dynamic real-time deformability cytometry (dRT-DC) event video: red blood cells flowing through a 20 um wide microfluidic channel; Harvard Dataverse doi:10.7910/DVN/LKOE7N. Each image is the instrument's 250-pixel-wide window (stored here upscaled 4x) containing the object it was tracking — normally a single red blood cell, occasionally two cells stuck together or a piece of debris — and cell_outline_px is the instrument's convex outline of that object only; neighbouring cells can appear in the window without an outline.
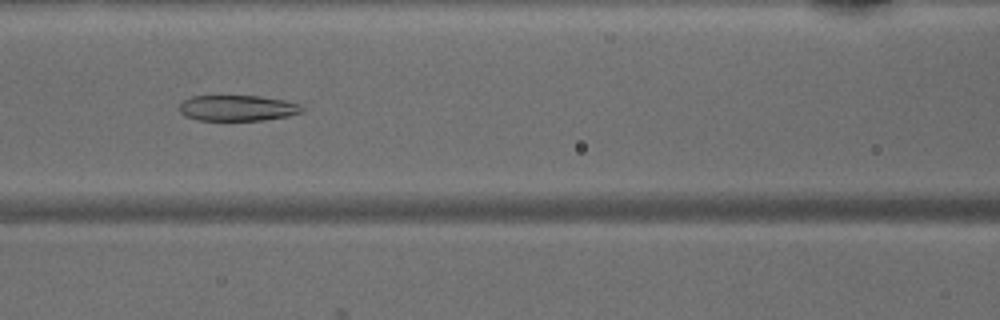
{"species": "common noctule bat (a hibernating species)", "species_latin": "Nyctalus noctula", "temperature_condition": "warm", "stored_images_in_passage": 39, "camera_frame_rate_fps": 3000, "um_per_image_px": 0.085, "animal": {"sex": "male", "body_mass_g": 15.6}, "frame": {"image": 1, "passage_image": 12, "time_ms": 3.667, "image_size_px": [1000, 320], "cell_outline_px": [[304, 112], [288, 116], [264, 120], [196, 120], [184, 116], [180, 112], [180, 104], [184, 100], [192, 96], [260, 96], [284, 100], [300, 104], [304, 108]], "centroid_in_image_um": [20.21, 9.19], "position_along_channel_um": 146.4, "area_um2": 18.5}}
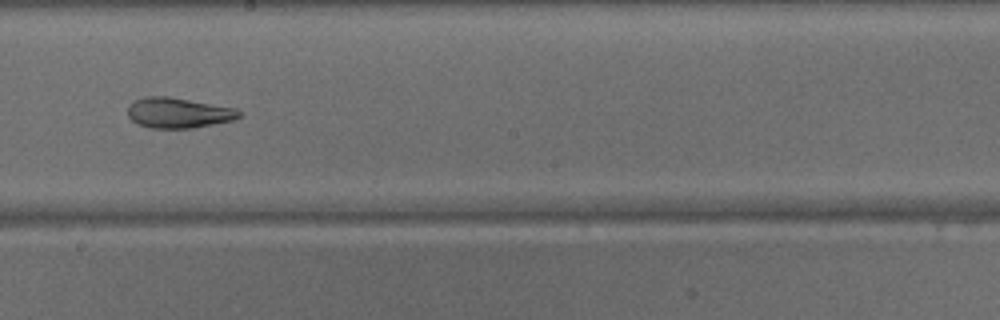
{"frame": {"image": 2, "passage_image": 18, "time_ms": 5.667, "image_size_px": [1000, 320], "cell_outline_px": [[244, 116], [232, 120], [192, 128], [152, 128], [140, 124], [132, 120], [128, 116], [128, 104], [132, 100], [144, 96], [168, 96], [236, 108], [244, 112]], "centroid_in_image_um": [15.18, 9.57], "position_along_channel_um": 233.0, "area_um2": 19.88}}
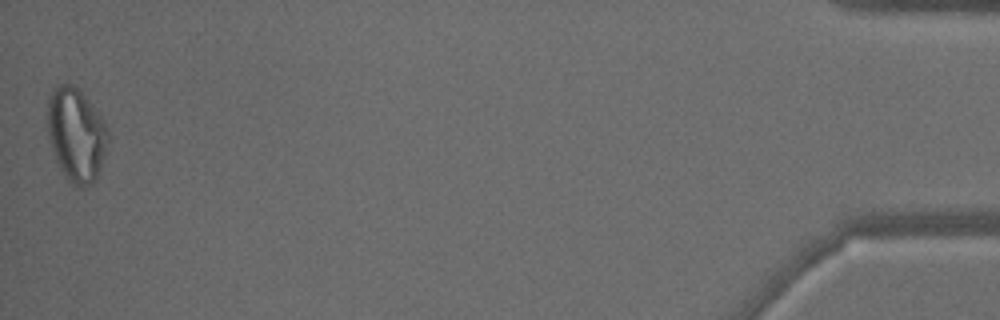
{"frame": {"image": 3, "passage_image": 38, "time_ms": 12.333, "image_size_px": [1000, 320], "cell_outline_px": [[108, 140], [104, 156], [100, 168], [92, 184], [80, 188], [72, 184], [64, 176], [56, 160], [48, 136], [48, 100], [56, 84], [72, 84], [80, 92], [104, 120], [108, 128]], "centroid_in_image_um": [6.47, 11.47], "position_along_channel_um": 428.7, "area_um2": 32.6}}